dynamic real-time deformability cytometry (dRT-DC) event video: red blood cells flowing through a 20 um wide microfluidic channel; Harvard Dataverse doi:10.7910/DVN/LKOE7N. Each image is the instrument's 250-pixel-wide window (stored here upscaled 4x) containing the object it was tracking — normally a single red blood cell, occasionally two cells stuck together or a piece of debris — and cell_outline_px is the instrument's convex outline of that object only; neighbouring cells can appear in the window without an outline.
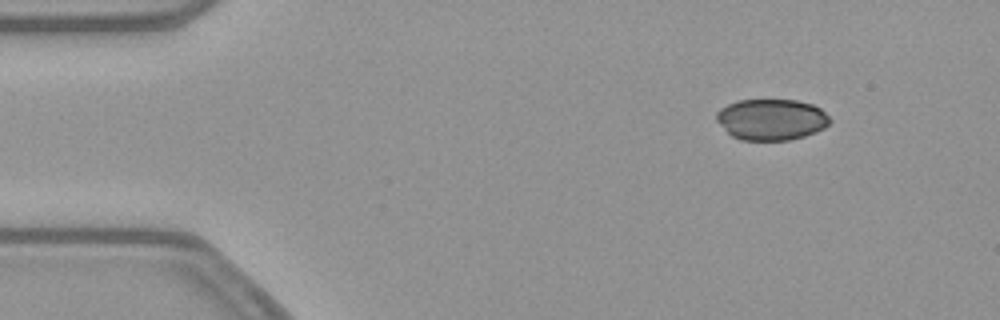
{"species": "common noctule bat (a hibernating species)", "species_latin": "Nyctalus noctula", "temperature_condition": "warm", "stored_images_in_passage": 47, "camera_frame_rate_fps": 3000, "um_per_image_px": 0.085, "animal": {"sex": "female", "body_mass_g": 21.9}, "frame": {"image": 1, "passage_image": 1, "time_ms": 0.0, "image_size_px": [1000, 320], "cell_outline_px": [[832, 120], [824, 128], [816, 132], [792, 140], [740, 140], [732, 136], [716, 120], [716, 112], [720, 108], [736, 100], [796, 100], [812, 104], [820, 108]], "centroid_in_image_um": [65.57, 10.16], "position_along_channel_um": 19.4, "area_um2": 27.28}}
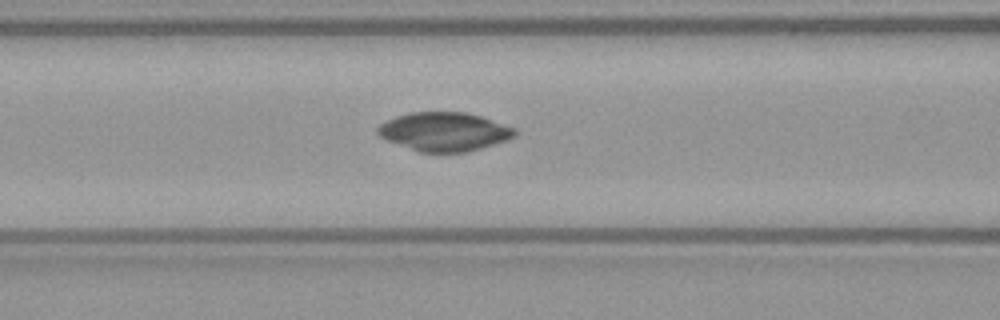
{"frame": {"image": 2, "passage_image": 16, "time_ms": 5.0, "image_size_px": [1000, 320], "cell_outline_px": [[516, 136], [508, 140], [468, 152], [416, 152], [388, 140], [380, 136], [376, 132], [376, 128], [380, 124], [396, 116], [408, 112], [464, 112], [480, 116], [516, 128]], "centroid_in_image_um": [37.76, 11.2], "position_along_channel_um": 128.8, "area_um2": 31.04}}
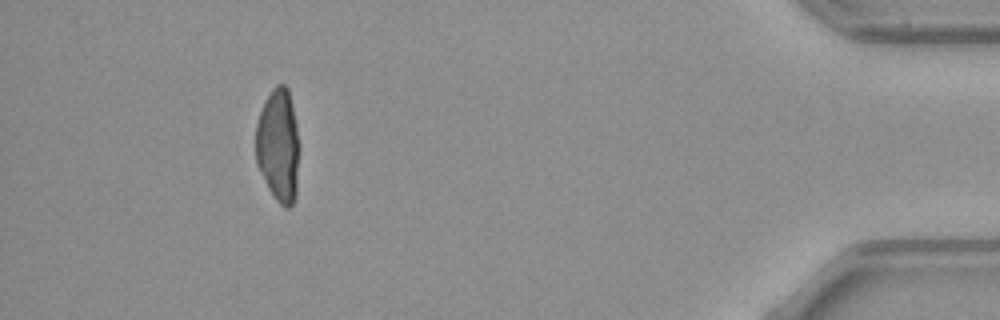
{"frame": {"image": 3, "passage_image": 43, "time_ms": 14.0, "image_size_px": [1000, 320], "cell_outline_px": [[300, 148], [296, 196], [292, 204], [288, 208], [284, 208], [276, 200], [268, 188], [256, 164], [256, 124], [260, 112], [272, 88], [276, 84], [284, 84], [288, 88], [296, 124], [300, 144]], "centroid_in_image_um": [23.68, 12.4], "position_along_channel_um": 411.5, "area_um2": 29.07}}